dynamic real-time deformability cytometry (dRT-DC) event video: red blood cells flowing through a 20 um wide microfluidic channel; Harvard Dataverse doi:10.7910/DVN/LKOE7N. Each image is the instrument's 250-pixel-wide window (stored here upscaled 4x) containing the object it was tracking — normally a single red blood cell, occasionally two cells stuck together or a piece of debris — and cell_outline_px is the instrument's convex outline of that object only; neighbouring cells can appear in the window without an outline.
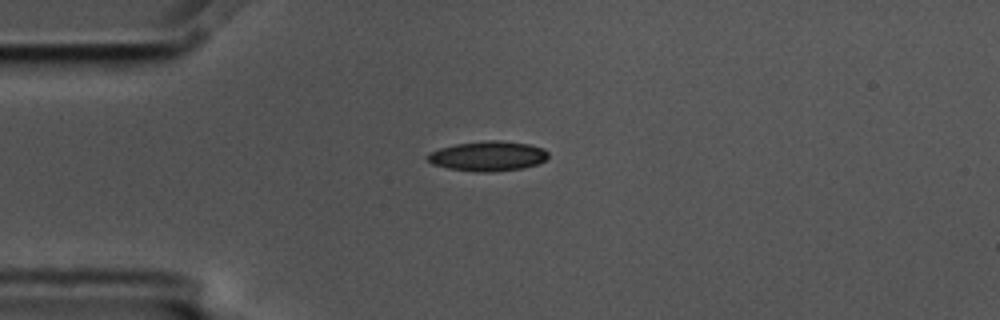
{"species": "common noctule bat (a hibernating species)", "species_latin": "Nyctalus noctula", "temperature_condition": "cold", "stored_images_in_passage": 7, "camera_frame_rate_fps": 3000, "um_per_image_px": 0.085, "animal": {"sex": "male", "body_mass_g": 17.5, "forearm_length_mm": 52.3}, "frame": {"image": 1, "passage_image": 1, "time_ms": 0.0, "image_size_px": [1000, 320], "cell_outline_px": [[548, 156], [544, 160], [536, 164], [524, 168], [488, 172], [480, 172], [448, 168], [432, 164], [424, 156], [428, 152], [440, 148], [456, 144], [484, 140], [500, 140], [528, 144], [544, 148], [548, 152]], "centroid_in_image_um": [41.44, 13.26], "position_along_channel_um": 43.6, "area_um2": 21.04}}